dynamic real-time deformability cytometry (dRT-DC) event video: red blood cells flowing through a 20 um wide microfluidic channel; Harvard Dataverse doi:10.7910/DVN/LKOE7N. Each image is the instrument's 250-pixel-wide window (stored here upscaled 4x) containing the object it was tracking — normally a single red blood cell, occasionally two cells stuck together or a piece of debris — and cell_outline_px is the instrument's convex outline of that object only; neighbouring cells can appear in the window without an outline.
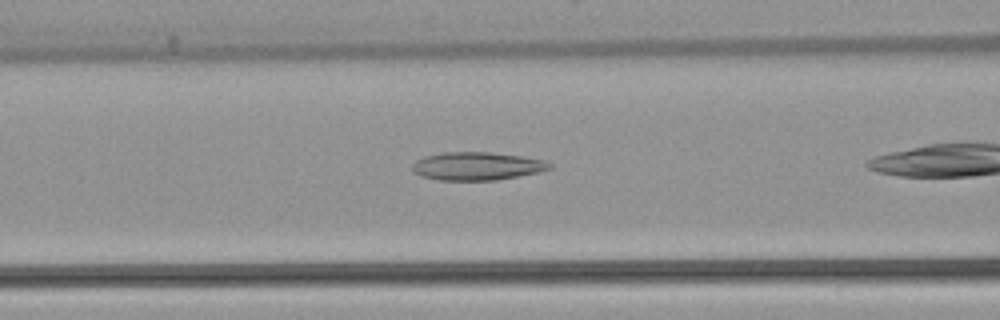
{"species": "common noctule bat (a hibernating species)", "species_latin": "Nyctalus noctula", "temperature_condition": "warm", "stored_images_in_passage": 35, "camera_frame_rate_fps": 3000, "um_per_image_px": 0.085, "animal": {"sex": "female", "body_mass_g": 22.7, "forearm_length_mm": 54.2}, "frame": {"image": 1, "passage_image": 15, "time_ms": 4.667, "image_size_px": [1000, 320], "cell_outline_px": [[552, 168], [540, 172], [496, 180], [440, 180], [420, 176], [412, 172], [412, 164], [416, 160], [424, 156], [444, 152], [488, 152], [524, 156], [544, 160], [552, 164]], "centroid_in_image_um": [40.54, 14.12], "position_along_channel_um": 126.1, "area_um2": 22.66}}
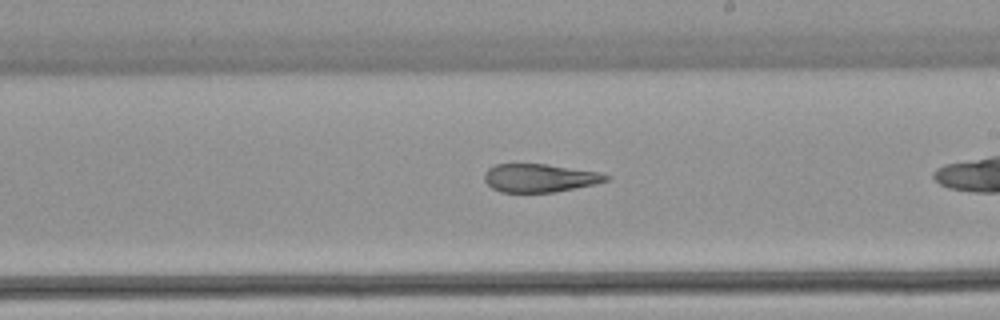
{"frame": {"image": 2, "passage_image": 24, "time_ms": 7.667, "image_size_px": [1000, 320], "cell_outline_px": [[612, 176], [608, 180], [596, 184], [552, 192], [500, 192], [492, 188], [484, 180], [484, 172], [488, 168], [496, 164], [548, 164], [600, 172]], "centroid_in_image_um": [45.88, 15.12], "position_along_channel_um": 243.1, "area_um2": 20.11}}
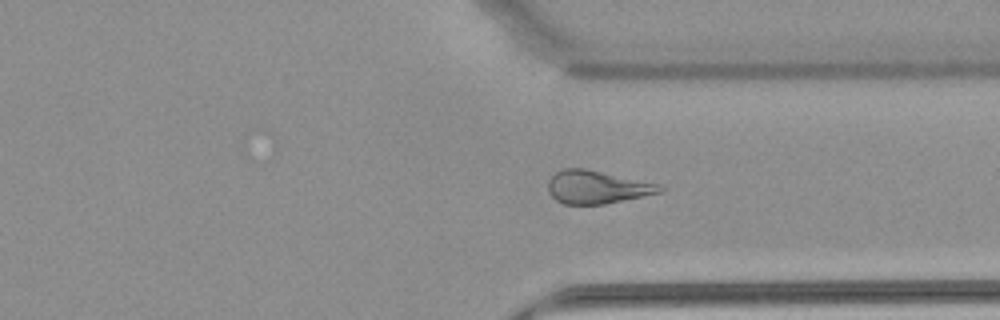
{"frame": {"image": 3, "passage_image": 33, "time_ms": 10.667, "image_size_px": [1000, 320], "cell_outline_px": [[664, 188], [660, 192], [604, 204], [564, 204], [556, 200], [548, 192], [548, 180], [556, 172], [564, 168], [584, 168], [660, 184]], "centroid_in_image_um": [50.7, 15.9], "position_along_channel_um": 360.7, "area_um2": 21.27}}